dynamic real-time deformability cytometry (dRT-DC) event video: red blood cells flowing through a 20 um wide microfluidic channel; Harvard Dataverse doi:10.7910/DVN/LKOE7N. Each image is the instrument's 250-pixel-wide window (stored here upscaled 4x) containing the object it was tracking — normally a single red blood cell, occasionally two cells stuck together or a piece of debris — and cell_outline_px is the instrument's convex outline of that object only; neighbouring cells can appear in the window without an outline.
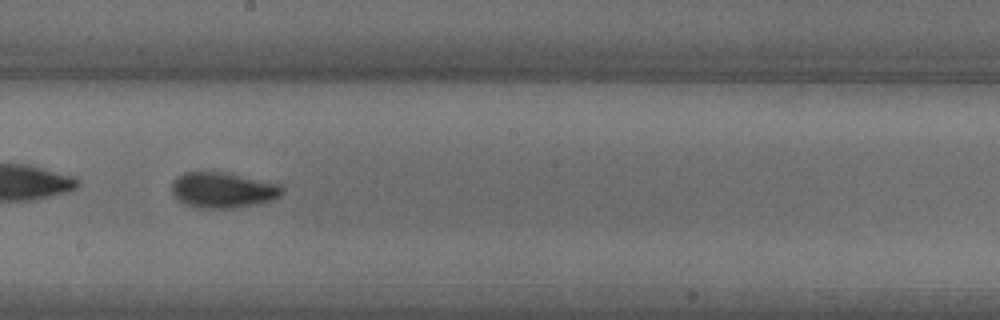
{"species": "common noctule bat (a hibernating species)", "species_latin": "Nyctalus noctula", "temperature_condition": "warm", "stored_images_in_passage": 15, "camera_frame_rate_fps": 3000, "um_per_image_px": 0.085, "animal": {"sex": "male", "body_mass_g": 18.8}, "frame": {"image": 1, "passage_image": 13, "time_ms": 4.0, "image_size_px": [1000, 320], "cell_outline_px": [[284, 192], [280, 196], [272, 200], [256, 204], [232, 208], [200, 208], [184, 204], [172, 192], [172, 180], [176, 176], [184, 172], [220, 172], [280, 184], [284, 188]], "centroid_in_image_um": [18.93, 16.16], "position_along_channel_um": 229.3, "area_um2": 22.72}}